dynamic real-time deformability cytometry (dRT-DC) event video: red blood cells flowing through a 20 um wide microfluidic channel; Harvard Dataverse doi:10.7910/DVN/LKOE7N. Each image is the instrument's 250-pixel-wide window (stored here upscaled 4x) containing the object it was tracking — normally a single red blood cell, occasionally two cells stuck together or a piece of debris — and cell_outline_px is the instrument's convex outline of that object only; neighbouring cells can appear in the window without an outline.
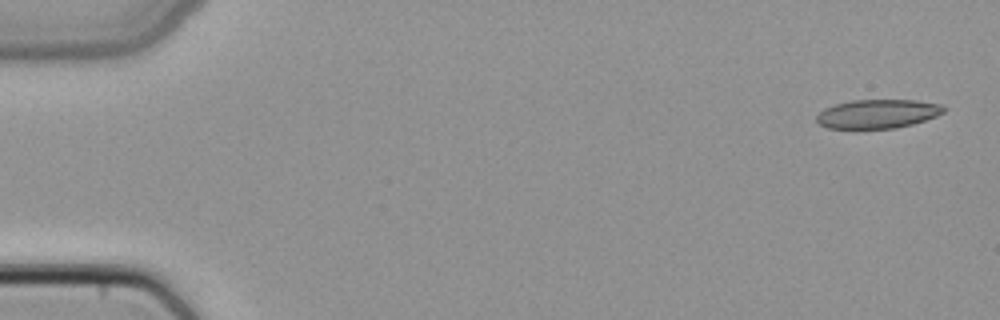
{"species": "common noctule bat (a hibernating species)", "species_latin": "Nyctalus noctula", "temperature_condition": "cold", "stored_images_in_passage": 4, "camera_frame_rate_fps": 3000, "um_per_image_px": 0.085, "animal": {"sex": "female", "body_mass_g": 22.7, "forearm_length_mm": 54.2}, "frame": {"image": 1, "passage_image": 1, "time_ms": 0.0, "image_size_px": [1000, 320], "cell_outline_px": [[948, 108], [944, 112], [936, 116], [912, 124], [896, 128], [828, 128], [820, 124], [816, 120], [816, 116], [824, 108], [836, 104], [852, 100], [916, 100], [944, 104]], "centroid_in_image_um": [74.65, 9.66], "position_along_channel_um": 10.4, "area_um2": 21.44}}
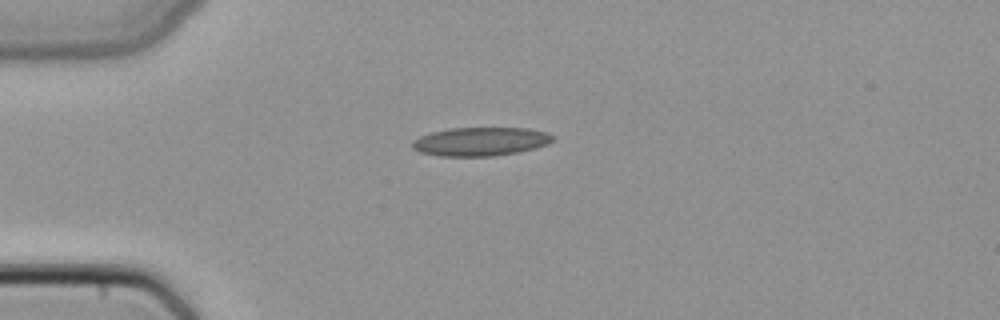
{"frame": {"image": 2, "passage_image": 4, "time_ms": 1.0, "image_size_px": [1000, 320], "cell_outline_px": [[556, 136], [548, 144], [536, 148], [520, 152], [492, 156], [440, 156], [420, 152], [412, 148], [412, 140], [420, 136], [432, 132], [448, 128], [528, 128], [548, 132]], "centroid_in_image_um": [40.87, 12.03], "position_along_channel_um": 44.1, "area_um2": 23.64}}